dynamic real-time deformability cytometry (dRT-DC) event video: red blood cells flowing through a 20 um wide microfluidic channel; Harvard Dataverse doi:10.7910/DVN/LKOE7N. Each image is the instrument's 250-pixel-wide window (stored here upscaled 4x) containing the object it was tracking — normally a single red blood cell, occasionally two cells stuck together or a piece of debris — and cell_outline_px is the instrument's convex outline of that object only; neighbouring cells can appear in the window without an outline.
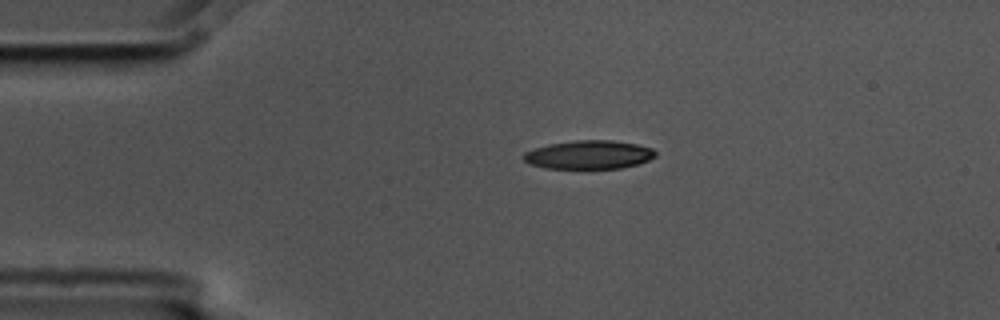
{"species": "common noctule bat (a hibernating species)", "species_latin": "Nyctalus noctula", "temperature_condition": "cold", "stored_images_in_passage": 3, "camera_frame_rate_fps": 3000, "um_per_image_px": 0.085, "animal": {"sex": "male", "body_mass_g": 17.5, "forearm_length_mm": 52.3}, "frame": {"image": 1, "passage_image": 1, "time_ms": 0.0, "image_size_px": [1000, 320], "cell_outline_px": [[656, 156], [648, 160], [636, 164], [620, 168], [544, 168], [528, 164], [524, 160], [524, 152], [548, 144], [576, 140], [612, 140], [636, 144], [652, 148], [656, 152]], "centroid_in_image_um": [50.04, 13.15], "position_along_channel_um": 35.0, "area_um2": 21.85}}
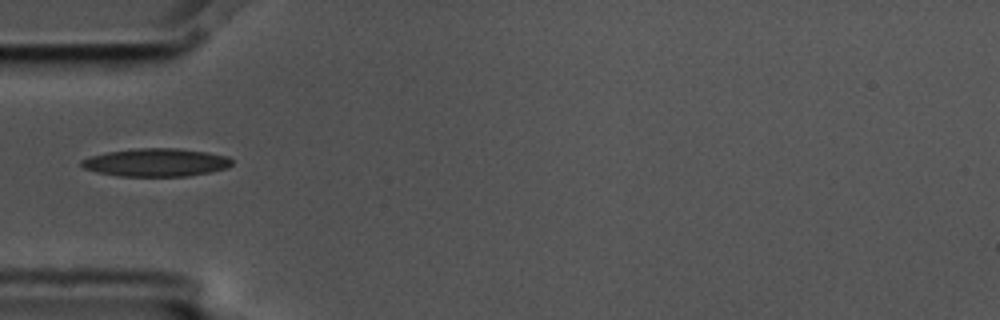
{"frame": {"image": 2, "passage_image": 3, "time_ms": 0.667, "image_size_px": [1000, 320], "cell_outline_px": [[232, 164], [228, 168], [188, 176], [120, 176], [96, 172], [84, 168], [80, 164], [80, 160], [92, 156], [108, 152], [140, 148], [176, 148], [208, 152], [228, 156], [232, 160]], "centroid_in_image_um": [13.29, 13.81], "position_along_channel_um": 71.7, "area_um2": 24.51}}